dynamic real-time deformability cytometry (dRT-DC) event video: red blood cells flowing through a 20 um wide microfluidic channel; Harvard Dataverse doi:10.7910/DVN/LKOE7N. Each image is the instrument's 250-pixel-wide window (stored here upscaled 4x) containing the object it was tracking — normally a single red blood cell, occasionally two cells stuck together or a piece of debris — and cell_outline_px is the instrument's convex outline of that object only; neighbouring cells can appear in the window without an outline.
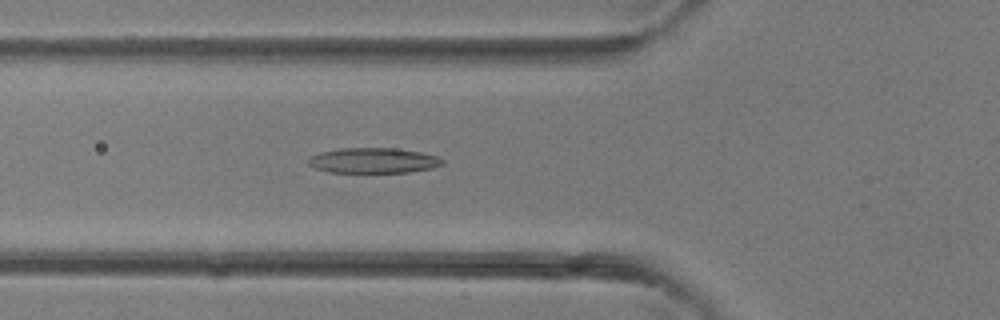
{"species": "common noctule bat (a hibernating species)", "species_latin": "Nyctalus noctula", "temperature_condition": "room temperature", "stored_images_in_passage": 30, "camera_frame_rate_fps": 3000, "um_per_image_px": 0.085, "animal": {"sex": "female"}, "frame": {"image": 1, "passage_image": 5, "time_ms": 1.333, "image_size_px": [1000, 320], "cell_outline_px": [[444, 164], [432, 168], [408, 172], [328, 172], [316, 168], [308, 164], [308, 156], [320, 152], [340, 148], [396, 148], [420, 152], [436, 156], [444, 160]], "centroid_in_image_um": [31.72, 13.64], "position_along_channel_um": 94.1, "area_um2": 19.77}}
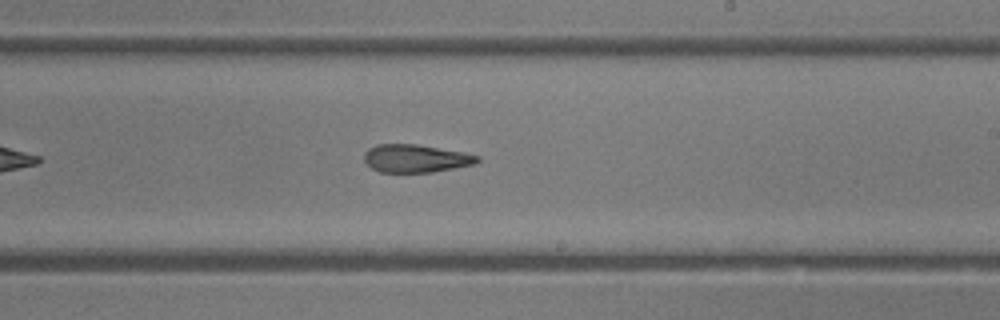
{"frame": {"image": 2, "passage_image": 14, "time_ms": 4.333, "image_size_px": [1000, 320], "cell_outline_px": [[480, 160], [476, 164], [432, 172], [380, 172], [372, 168], [364, 160], [364, 152], [368, 148], [376, 144], [416, 144], [464, 152], [480, 156]], "centroid_in_image_um": [35.34, 13.46], "position_along_channel_um": 253.7, "area_um2": 18.5}}
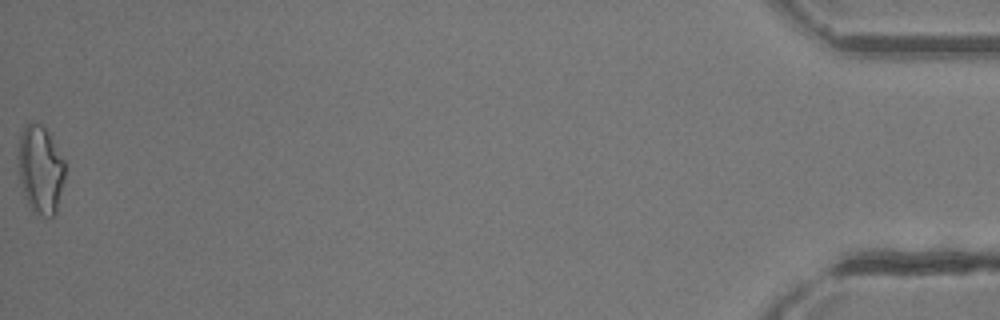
{"frame": {"image": 3, "passage_image": 30, "time_ms": 9.667, "image_size_px": [1000, 320], "cell_outline_px": [[64, 176], [56, 212], [52, 216], [36, 216], [32, 212], [24, 196], [20, 184], [16, 156], [20, 136], [24, 124], [40, 124], [48, 132], [64, 160]], "centroid_in_image_um": [3.39, 14.44], "position_along_channel_um": 431.8, "area_um2": 24.16}}